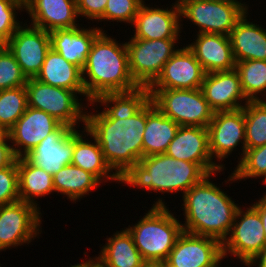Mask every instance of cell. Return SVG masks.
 Instances as JSON below:
<instances>
[{"mask_svg": "<svg viewBox=\"0 0 266 267\" xmlns=\"http://www.w3.org/2000/svg\"><path fill=\"white\" fill-rule=\"evenodd\" d=\"M86 111V130L98 141L105 161L120 178L143 158L146 104L132 117L108 118L102 111ZM93 113V114H92Z\"/></svg>", "mask_w": 266, "mask_h": 267, "instance_id": "cell-1", "label": "cell"}, {"mask_svg": "<svg viewBox=\"0 0 266 267\" xmlns=\"http://www.w3.org/2000/svg\"><path fill=\"white\" fill-rule=\"evenodd\" d=\"M213 175L215 174L207 175L183 195L185 221L182 230L194 235L212 237L223 243L230 233L240 206L210 181Z\"/></svg>", "mask_w": 266, "mask_h": 267, "instance_id": "cell-2", "label": "cell"}, {"mask_svg": "<svg viewBox=\"0 0 266 267\" xmlns=\"http://www.w3.org/2000/svg\"><path fill=\"white\" fill-rule=\"evenodd\" d=\"M82 77L89 103L106 93L128 92L139 87L129 70L126 42L118 43L104 32L92 43Z\"/></svg>", "mask_w": 266, "mask_h": 267, "instance_id": "cell-3", "label": "cell"}, {"mask_svg": "<svg viewBox=\"0 0 266 267\" xmlns=\"http://www.w3.org/2000/svg\"><path fill=\"white\" fill-rule=\"evenodd\" d=\"M207 175L197 163L159 154L143 157L119 178V182L155 193L181 191L183 196Z\"/></svg>", "mask_w": 266, "mask_h": 267, "instance_id": "cell-4", "label": "cell"}, {"mask_svg": "<svg viewBox=\"0 0 266 267\" xmlns=\"http://www.w3.org/2000/svg\"><path fill=\"white\" fill-rule=\"evenodd\" d=\"M169 211L162 198L136 224L126 229L147 264H163L183 232L182 223Z\"/></svg>", "mask_w": 266, "mask_h": 267, "instance_id": "cell-5", "label": "cell"}, {"mask_svg": "<svg viewBox=\"0 0 266 267\" xmlns=\"http://www.w3.org/2000/svg\"><path fill=\"white\" fill-rule=\"evenodd\" d=\"M237 0H184L179 3L180 18L199 28L197 33L229 36L249 7Z\"/></svg>", "mask_w": 266, "mask_h": 267, "instance_id": "cell-6", "label": "cell"}, {"mask_svg": "<svg viewBox=\"0 0 266 267\" xmlns=\"http://www.w3.org/2000/svg\"><path fill=\"white\" fill-rule=\"evenodd\" d=\"M154 105L179 126L206 127L214 111L198 89H149Z\"/></svg>", "mask_w": 266, "mask_h": 267, "instance_id": "cell-7", "label": "cell"}, {"mask_svg": "<svg viewBox=\"0 0 266 267\" xmlns=\"http://www.w3.org/2000/svg\"><path fill=\"white\" fill-rule=\"evenodd\" d=\"M28 107L42 110L61 124L76 129L79 122L85 125L87 106L78 99L77 93L61 87L45 84L35 78H29L25 85ZM77 124V125H76Z\"/></svg>", "mask_w": 266, "mask_h": 267, "instance_id": "cell-8", "label": "cell"}, {"mask_svg": "<svg viewBox=\"0 0 266 267\" xmlns=\"http://www.w3.org/2000/svg\"><path fill=\"white\" fill-rule=\"evenodd\" d=\"M129 40L126 47L131 76L139 86L149 87L161 74L164 64L179 49L175 48L178 39Z\"/></svg>", "mask_w": 266, "mask_h": 267, "instance_id": "cell-9", "label": "cell"}, {"mask_svg": "<svg viewBox=\"0 0 266 267\" xmlns=\"http://www.w3.org/2000/svg\"><path fill=\"white\" fill-rule=\"evenodd\" d=\"M239 207L229 236L222 243L223 257L228 254L246 265L265 246L266 235L259 212L251 205L246 210Z\"/></svg>", "mask_w": 266, "mask_h": 267, "instance_id": "cell-10", "label": "cell"}, {"mask_svg": "<svg viewBox=\"0 0 266 267\" xmlns=\"http://www.w3.org/2000/svg\"><path fill=\"white\" fill-rule=\"evenodd\" d=\"M40 214L37 207L22 200L0 206V251L36 239L42 232Z\"/></svg>", "mask_w": 266, "mask_h": 267, "instance_id": "cell-11", "label": "cell"}, {"mask_svg": "<svg viewBox=\"0 0 266 267\" xmlns=\"http://www.w3.org/2000/svg\"><path fill=\"white\" fill-rule=\"evenodd\" d=\"M222 243L212 237L182 232L170 251L165 267H221Z\"/></svg>", "mask_w": 266, "mask_h": 267, "instance_id": "cell-12", "label": "cell"}, {"mask_svg": "<svg viewBox=\"0 0 266 267\" xmlns=\"http://www.w3.org/2000/svg\"><path fill=\"white\" fill-rule=\"evenodd\" d=\"M26 23L7 41V48L15 56L22 73L29 79L35 78L41 70L51 48V38L49 32Z\"/></svg>", "mask_w": 266, "mask_h": 267, "instance_id": "cell-13", "label": "cell"}, {"mask_svg": "<svg viewBox=\"0 0 266 267\" xmlns=\"http://www.w3.org/2000/svg\"><path fill=\"white\" fill-rule=\"evenodd\" d=\"M209 134V149L213 161L222 162L230 156L233 150L242 146L241 160L246 150L244 109L214 112L207 126ZM215 158V159H214Z\"/></svg>", "mask_w": 266, "mask_h": 267, "instance_id": "cell-14", "label": "cell"}, {"mask_svg": "<svg viewBox=\"0 0 266 267\" xmlns=\"http://www.w3.org/2000/svg\"><path fill=\"white\" fill-rule=\"evenodd\" d=\"M165 154L176 160L197 163L208 175L225 169V165L215 163L211 157L206 127L180 126Z\"/></svg>", "mask_w": 266, "mask_h": 267, "instance_id": "cell-15", "label": "cell"}, {"mask_svg": "<svg viewBox=\"0 0 266 267\" xmlns=\"http://www.w3.org/2000/svg\"><path fill=\"white\" fill-rule=\"evenodd\" d=\"M61 123L48 113L27 107L24 114L7 132L17 158L25 157Z\"/></svg>", "mask_w": 266, "mask_h": 267, "instance_id": "cell-16", "label": "cell"}, {"mask_svg": "<svg viewBox=\"0 0 266 267\" xmlns=\"http://www.w3.org/2000/svg\"><path fill=\"white\" fill-rule=\"evenodd\" d=\"M206 72L194 53L186 46L180 47L164 64L161 74L149 89H198Z\"/></svg>", "mask_w": 266, "mask_h": 267, "instance_id": "cell-17", "label": "cell"}, {"mask_svg": "<svg viewBox=\"0 0 266 267\" xmlns=\"http://www.w3.org/2000/svg\"><path fill=\"white\" fill-rule=\"evenodd\" d=\"M167 7H150L145 1L139 8L134 22L131 26L135 27L134 35L131 38L145 40L157 39H180L181 24L180 9L178 4Z\"/></svg>", "mask_w": 266, "mask_h": 267, "instance_id": "cell-18", "label": "cell"}, {"mask_svg": "<svg viewBox=\"0 0 266 267\" xmlns=\"http://www.w3.org/2000/svg\"><path fill=\"white\" fill-rule=\"evenodd\" d=\"M78 129L61 124L54 132L44 138L25 157L47 173L54 175L73 158V135Z\"/></svg>", "mask_w": 266, "mask_h": 267, "instance_id": "cell-19", "label": "cell"}, {"mask_svg": "<svg viewBox=\"0 0 266 267\" xmlns=\"http://www.w3.org/2000/svg\"><path fill=\"white\" fill-rule=\"evenodd\" d=\"M200 89L214 112L241 109L249 101L236 69L207 73Z\"/></svg>", "mask_w": 266, "mask_h": 267, "instance_id": "cell-20", "label": "cell"}, {"mask_svg": "<svg viewBox=\"0 0 266 267\" xmlns=\"http://www.w3.org/2000/svg\"><path fill=\"white\" fill-rule=\"evenodd\" d=\"M31 24L47 32L80 26L76 0H25Z\"/></svg>", "mask_w": 266, "mask_h": 267, "instance_id": "cell-21", "label": "cell"}, {"mask_svg": "<svg viewBox=\"0 0 266 267\" xmlns=\"http://www.w3.org/2000/svg\"><path fill=\"white\" fill-rule=\"evenodd\" d=\"M196 38L187 47L194 53L206 74L235 69L236 62L229 36L197 33Z\"/></svg>", "mask_w": 266, "mask_h": 267, "instance_id": "cell-22", "label": "cell"}, {"mask_svg": "<svg viewBox=\"0 0 266 267\" xmlns=\"http://www.w3.org/2000/svg\"><path fill=\"white\" fill-rule=\"evenodd\" d=\"M106 32L102 28L80 26L68 29H57L50 32L51 48L58 52L68 62L83 70L95 38Z\"/></svg>", "mask_w": 266, "mask_h": 267, "instance_id": "cell-23", "label": "cell"}, {"mask_svg": "<svg viewBox=\"0 0 266 267\" xmlns=\"http://www.w3.org/2000/svg\"><path fill=\"white\" fill-rule=\"evenodd\" d=\"M82 130L81 133L80 130H78L73 135V158L71 164L93 174L101 183L103 181H115L120 183L119 177L112 171L105 161L98 141L86 130V128ZM86 135L87 137L89 135L92 140H88Z\"/></svg>", "mask_w": 266, "mask_h": 267, "instance_id": "cell-24", "label": "cell"}, {"mask_svg": "<svg viewBox=\"0 0 266 267\" xmlns=\"http://www.w3.org/2000/svg\"><path fill=\"white\" fill-rule=\"evenodd\" d=\"M237 22L229 35L235 62L266 61V29L248 21V14Z\"/></svg>", "mask_w": 266, "mask_h": 267, "instance_id": "cell-25", "label": "cell"}, {"mask_svg": "<svg viewBox=\"0 0 266 267\" xmlns=\"http://www.w3.org/2000/svg\"><path fill=\"white\" fill-rule=\"evenodd\" d=\"M179 125L166 117L150 99L146 103V125L143 134V157L165 154Z\"/></svg>", "mask_w": 266, "mask_h": 267, "instance_id": "cell-26", "label": "cell"}, {"mask_svg": "<svg viewBox=\"0 0 266 267\" xmlns=\"http://www.w3.org/2000/svg\"><path fill=\"white\" fill-rule=\"evenodd\" d=\"M35 79L55 87L75 91L85 97L82 70L68 62L53 48H50L43 62L42 68Z\"/></svg>", "mask_w": 266, "mask_h": 267, "instance_id": "cell-27", "label": "cell"}, {"mask_svg": "<svg viewBox=\"0 0 266 267\" xmlns=\"http://www.w3.org/2000/svg\"><path fill=\"white\" fill-rule=\"evenodd\" d=\"M106 240L107 243L102 246L98 258L107 267H144L147 264L127 229L116 231Z\"/></svg>", "mask_w": 266, "mask_h": 267, "instance_id": "cell-28", "label": "cell"}, {"mask_svg": "<svg viewBox=\"0 0 266 267\" xmlns=\"http://www.w3.org/2000/svg\"><path fill=\"white\" fill-rule=\"evenodd\" d=\"M19 199L41 209L35 199L54 193L52 175L33 165L26 157L18 158Z\"/></svg>", "mask_w": 266, "mask_h": 267, "instance_id": "cell-29", "label": "cell"}, {"mask_svg": "<svg viewBox=\"0 0 266 267\" xmlns=\"http://www.w3.org/2000/svg\"><path fill=\"white\" fill-rule=\"evenodd\" d=\"M150 100L149 88L139 86L128 92L106 93L90 105H102V112L108 118L126 119L136 114Z\"/></svg>", "mask_w": 266, "mask_h": 267, "instance_id": "cell-30", "label": "cell"}, {"mask_svg": "<svg viewBox=\"0 0 266 267\" xmlns=\"http://www.w3.org/2000/svg\"><path fill=\"white\" fill-rule=\"evenodd\" d=\"M52 178L55 192L75 203L101 183L93 174L73 164L65 165Z\"/></svg>", "mask_w": 266, "mask_h": 267, "instance_id": "cell-31", "label": "cell"}, {"mask_svg": "<svg viewBox=\"0 0 266 267\" xmlns=\"http://www.w3.org/2000/svg\"><path fill=\"white\" fill-rule=\"evenodd\" d=\"M235 69L239 74L245 97L249 101L264 100L266 96L264 99L259 96H262L263 93V96L266 95V61L245 60L236 62Z\"/></svg>", "mask_w": 266, "mask_h": 267, "instance_id": "cell-32", "label": "cell"}, {"mask_svg": "<svg viewBox=\"0 0 266 267\" xmlns=\"http://www.w3.org/2000/svg\"><path fill=\"white\" fill-rule=\"evenodd\" d=\"M246 150L266 144V100L248 101L243 107Z\"/></svg>", "mask_w": 266, "mask_h": 267, "instance_id": "cell-33", "label": "cell"}, {"mask_svg": "<svg viewBox=\"0 0 266 267\" xmlns=\"http://www.w3.org/2000/svg\"><path fill=\"white\" fill-rule=\"evenodd\" d=\"M28 107L25 86L0 90V128L6 133Z\"/></svg>", "mask_w": 266, "mask_h": 267, "instance_id": "cell-34", "label": "cell"}, {"mask_svg": "<svg viewBox=\"0 0 266 267\" xmlns=\"http://www.w3.org/2000/svg\"><path fill=\"white\" fill-rule=\"evenodd\" d=\"M257 177H264L262 182L266 181V144L245 150L243 158L238 162L227 181L229 184V181Z\"/></svg>", "mask_w": 266, "mask_h": 267, "instance_id": "cell-35", "label": "cell"}, {"mask_svg": "<svg viewBox=\"0 0 266 267\" xmlns=\"http://www.w3.org/2000/svg\"><path fill=\"white\" fill-rule=\"evenodd\" d=\"M27 80L15 56L5 47L0 52V90L25 86Z\"/></svg>", "mask_w": 266, "mask_h": 267, "instance_id": "cell-36", "label": "cell"}, {"mask_svg": "<svg viewBox=\"0 0 266 267\" xmlns=\"http://www.w3.org/2000/svg\"><path fill=\"white\" fill-rule=\"evenodd\" d=\"M23 9L25 0H0V37L6 42L21 26L17 13Z\"/></svg>", "mask_w": 266, "mask_h": 267, "instance_id": "cell-37", "label": "cell"}, {"mask_svg": "<svg viewBox=\"0 0 266 267\" xmlns=\"http://www.w3.org/2000/svg\"><path fill=\"white\" fill-rule=\"evenodd\" d=\"M143 2L144 0H108L104 11V21L112 20L132 25Z\"/></svg>", "mask_w": 266, "mask_h": 267, "instance_id": "cell-38", "label": "cell"}, {"mask_svg": "<svg viewBox=\"0 0 266 267\" xmlns=\"http://www.w3.org/2000/svg\"><path fill=\"white\" fill-rule=\"evenodd\" d=\"M18 158L0 169V206L19 201Z\"/></svg>", "mask_w": 266, "mask_h": 267, "instance_id": "cell-39", "label": "cell"}, {"mask_svg": "<svg viewBox=\"0 0 266 267\" xmlns=\"http://www.w3.org/2000/svg\"><path fill=\"white\" fill-rule=\"evenodd\" d=\"M108 0H76L78 15L89 20L104 21V11Z\"/></svg>", "mask_w": 266, "mask_h": 267, "instance_id": "cell-40", "label": "cell"}, {"mask_svg": "<svg viewBox=\"0 0 266 267\" xmlns=\"http://www.w3.org/2000/svg\"><path fill=\"white\" fill-rule=\"evenodd\" d=\"M9 143V144H8ZM17 157L15 156L7 133L0 138V169L11 165Z\"/></svg>", "mask_w": 266, "mask_h": 267, "instance_id": "cell-41", "label": "cell"}, {"mask_svg": "<svg viewBox=\"0 0 266 267\" xmlns=\"http://www.w3.org/2000/svg\"><path fill=\"white\" fill-rule=\"evenodd\" d=\"M252 205L258 212L262 221V225L266 235V195H263L261 199L255 201Z\"/></svg>", "mask_w": 266, "mask_h": 267, "instance_id": "cell-42", "label": "cell"}, {"mask_svg": "<svg viewBox=\"0 0 266 267\" xmlns=\"http://www.w3.org/2000/svg\"><path fill=\"white\" fill-rule=\"evenodd\" d=\"M246 266L266 267V246Z\"/></svg>", "mask_w": 266, "mask_h": 267, "instance_id": "cell-43", "label": "cell"}, {"mask_svg": "<svg viewBox=\"0 0 266 267\" xmlns=\"http://www.w3.org/2000/svg\"><path fill=\"white\" fill-rule=\"evenodd\" d=\"M94 259V260H93ZM74 267H107L98 257H89L87 261L77 263L73 265Z\"/></svg>", "mask_w": 266, "mask_h": 267, "instance_id": "cell-44", "label": "cell"}, {"mask_svg": "<svg viewBox=\"0 0 266 267\" xmlns=\"http://www.w3.org/2000/svg\"><path fill=\"white\" fill-rule=\"evenodd\" d=\"M7 47V42L0 37V52L5 48Z\"/></svg>", "mask_w": 266, "mask_h": 267, "instance_id": "cell-45", "label": "cell"}, {"mask_svg": "<svg viewBox=\"0 0 266 267\" xmlns=\"http://www.w3.org/2000/svg\"><path fill=\"white\" fill-rule=\"evenodd\" d=\"M144 267H165L163 264H146Z\"/></svg>", "mask_w": 266, "mask_h": 267, "instance_id": "cell-46", "label": "cell"}, {"mask_svg": "<svg viewBox=\"0 0 266 267\" xmlns=\"http://www.w3.org/2000/svg\"><path fill=\"white\" fill-rule=\"evenodd\" d=\"M6 132L3 131L1 128H0V138L5 134Z\"/></svg>", "mask_w": 266, "mask_h": 267, "instance_id": "cell-47", "label": "cell"}, {"mask_svg": "<svg viewBox=\"0 0 266 267\" xmlns=\"http://www.w3.org/2000/svg\"><path fill=\"white\" fill-rule=\"evenodd\" d=\"M182 1H184V0H177V1H175L174 3L179 4V3H181Z\"/></svg>", "mask_w": 266, "mask_h": 267, "instance_id": "cell-48", "label": "cell"}]
</instances>
